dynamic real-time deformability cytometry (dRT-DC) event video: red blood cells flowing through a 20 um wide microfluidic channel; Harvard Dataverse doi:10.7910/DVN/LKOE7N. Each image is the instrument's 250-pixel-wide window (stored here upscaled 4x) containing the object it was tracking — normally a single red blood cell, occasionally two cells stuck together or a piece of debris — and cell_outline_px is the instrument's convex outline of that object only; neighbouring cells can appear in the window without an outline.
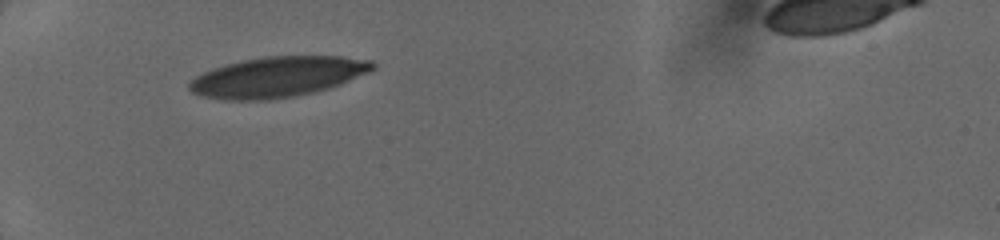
{"species": "human", "species_latin": "Homo sapiens", "temperature_condition": "cold", "stored_images_in_passage": 18, "camera_frame_rate_fps": 3000, "um_per_image_px": 0.085, "donor": {"sex": "female"}, "frame": {"image": 1, "passage_image": 1, "time_ms": 0.0, "image_size_px": [1000, 240], "cell_outline_px": [[376, 68], [372, 72], [340, 84], [328, 88], [312, 92], [292, 96], [268, 100], [224, 100], [200, 96], [192, 92], [188, 88], [188, 84], [196, 76], [212, 68], [224, 64], [240, 60], [264, 56], [340, 56], [372, 60], [376, 64]], "centroid_in_image_um": [23.6, 6.53], "position_along_channel_um": 61.4, "area_um2": 43.47}}
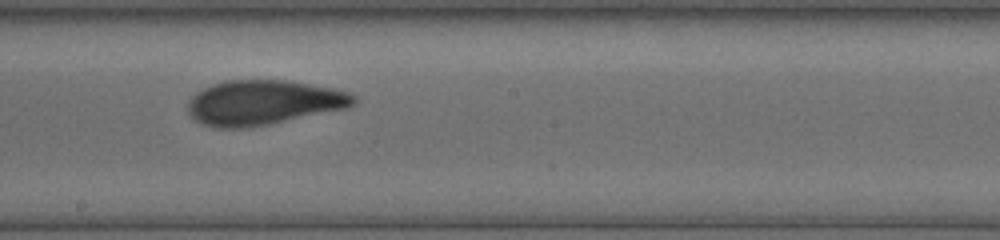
{"frame": {"image": 2, "passage_image": 11, "time_ms": 4.333, "image_size_px": [1000, 240], "cell_outline_px": [[356, 104], [348, 108], [248, 128], [216, 128], [200, 124], [188, 112], [188, 100], [196, 92], [212, 84], [224, 80], [284, 80], [332, 88], [352, 92], [356, 96]], "centroid_in_image_um": [22.39, 8.72], "position_along_channel_um": 225.8, "area_um2": 43.41}}
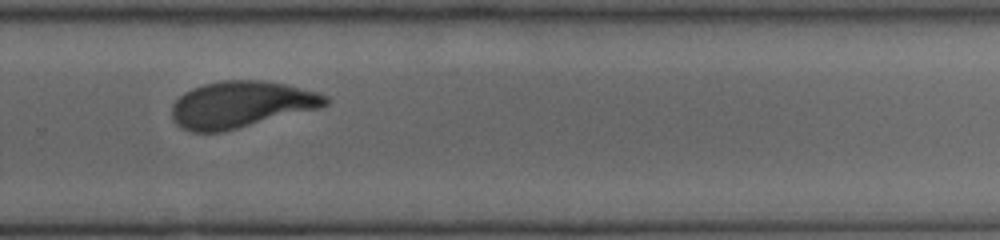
{"frame": {"image": 3, "passage_image": 16, "time_ms": 6.333, "image_size_px": [1000, 240], "cell_outline_px": [[328, 104], [320, 108], [224, 132], [192, 132], [180, 128], [172, 120], [172, 104], [184, 92], [192, 88], [204, 84], [224, 80], [264, 80], [284, 84], [320, 92], [328, 96]], "centroid_in_image_um": [20.49, 8.89], "position_along_channel_um": 309.3, "area_um2": 42.02}}